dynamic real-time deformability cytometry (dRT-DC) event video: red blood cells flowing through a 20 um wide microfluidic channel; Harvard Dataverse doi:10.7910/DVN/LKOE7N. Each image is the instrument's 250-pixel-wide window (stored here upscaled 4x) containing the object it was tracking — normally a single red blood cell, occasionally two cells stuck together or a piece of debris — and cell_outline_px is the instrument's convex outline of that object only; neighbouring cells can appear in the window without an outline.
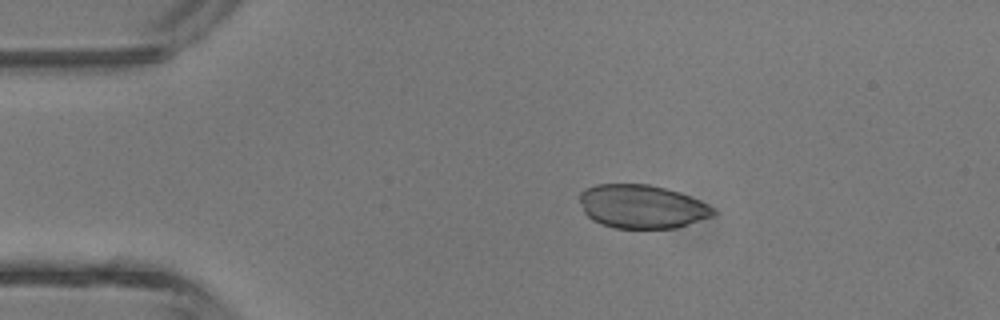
{"species": "common noctule bat (a hibernating species)", "species_latin": "Nyctalus noctula", "temperature_condition": "room temperature", "stored_images_in_passage": 3, "camera_frame_rate_fps": 3000, "um_per_image_px": 0.085, "animal": {"sex": "male", "body_mass_g": 13.3}, "frame": {"image": 1, "passage_image": 2, "time_ms": 1.333, "image_size_px": [1000, 320], "cell_outline_px": [[716, 212], [712, 216], [676, 228], [616, 228], [600, 224], [592, 220], [584, 212], [580, 200], [580, 192], [584, 188], [596, 184], [648, 184], [680, 192], [700, 200], [716, 208]], "centroid_in_image_um": [54.56, 17.55], "position_along_channel_um": 30.4, "area_um2": 34.04}}